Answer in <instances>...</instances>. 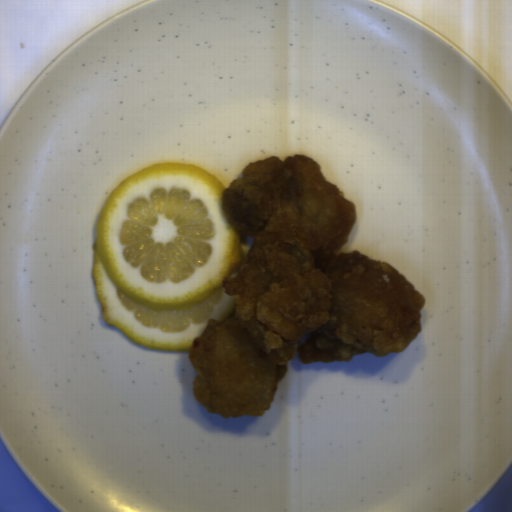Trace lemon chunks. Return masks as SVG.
I'll use <instances>...</instances> for the list:
<instances>
[{"label":"lemon chunks","mask_w":512,"mask_h":512,"mask_svg":"<svg viewBox=\"0 0 512 512\" xmlns=\"http://www.w3.org/2000/svg\"><path fill=\"white\" fill-rule=\"evenodd\" d=\"M226 186L190 163L143 167L111 192L93 244L101 317L150 350L191 351L210 319H230L222 283L242 262V233L223 210Z\"/></svg>","instance_id":"e0be4373"}]
</instances>
